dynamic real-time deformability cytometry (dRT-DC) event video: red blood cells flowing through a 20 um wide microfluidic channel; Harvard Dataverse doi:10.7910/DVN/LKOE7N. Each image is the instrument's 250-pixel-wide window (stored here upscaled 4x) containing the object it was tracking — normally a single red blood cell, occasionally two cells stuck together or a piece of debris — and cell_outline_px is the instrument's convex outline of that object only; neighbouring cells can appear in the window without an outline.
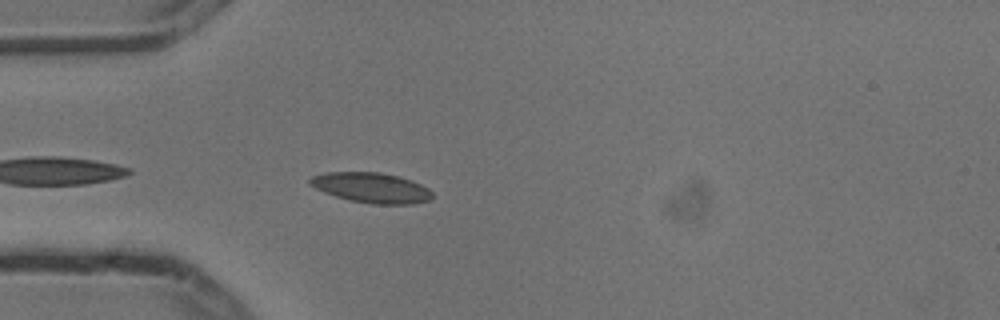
{"species": "common noctule bat (a hibernating species)", "species_latin": "Nyctalus noctula", "temperature_condition": "cold", "stored_images_in_passage": 4, "camera_frame_rate_fps": 3000, "um_per_image_px": 0.085, "animal": {"sex": "male", "body_mass_g": 13.3}, "frame": {"image": 1, "passage_image": 4, "time_ms": 1.0, "image_size_px": [1000, 320], "cell_outline_px": [[432, 196], [428, 200], [412, 204], [372, 204], [352, 200], [336, 196], [324, 192], [308, 184], [308, 180], [312, 176], [328, 172], [380, 172], [412, 180], [428, 188], [432, 192]], "centroid_in_image_um": [31.56, 15.95], "position_along_channel_um": 53.4, "area_um2": 21.33}}